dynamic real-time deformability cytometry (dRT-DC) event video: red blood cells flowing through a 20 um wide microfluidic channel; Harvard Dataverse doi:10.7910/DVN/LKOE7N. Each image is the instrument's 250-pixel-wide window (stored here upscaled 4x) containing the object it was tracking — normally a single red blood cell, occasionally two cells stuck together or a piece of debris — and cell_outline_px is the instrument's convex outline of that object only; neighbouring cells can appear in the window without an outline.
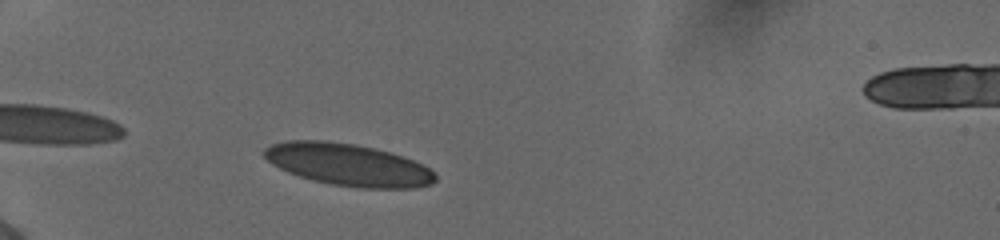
{"species": "human", "species_latin": "Homo sapiens", "temperature_condition": "cold", "stored_images_in_passage": 39, "camera_frame_rate_fps": 3000, "um_per_image_px": 0.085, "donor": {"sex": "female"}, "frame": {"image": 1, "passage_image": 3, "time_ms": 0.667, "image_size_px": [1000, 240], "cell_outline_px": [[436, 180], [432, 184], [416, 188], [356, 188], [332, 184], [312, 180], [288, 172], [272, 164], [264, 156], [264, 148], [272, 144], [288, 140], [324, 140], [356, 144], [388, 152], [412, 160], [428, 168], [436, 176]], "centroid_in_image_um": [29.57, 14.0], "position_along_channel_um": 55.4, "area_um2": 41.73}}
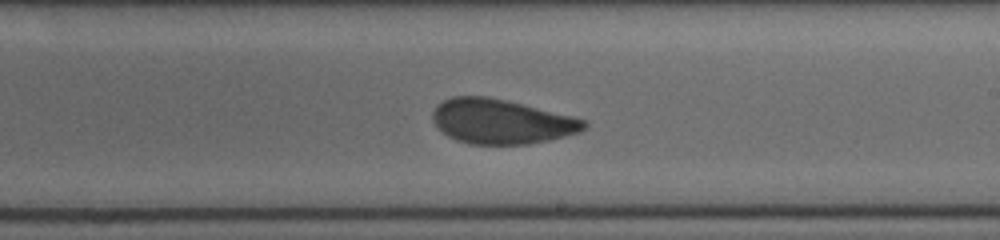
{"frame": {"image": 2, "passage_image": 20, "time_ms": 6.333, "image_size_px": [1000, 240], "cell_outline_px": [[588, 124], [580, 132], [548, 140], [528, 144], [468, 144], [456, 140], [448, 136], [432, 120], [432, 112], [436, 104], [452, 96], [488, 96], [572, 116], [584, 120]], "centroid_in_image_um": [42.57, 10.32], "position_along_channel_um": 246.4, "area_um2": 39.13}}
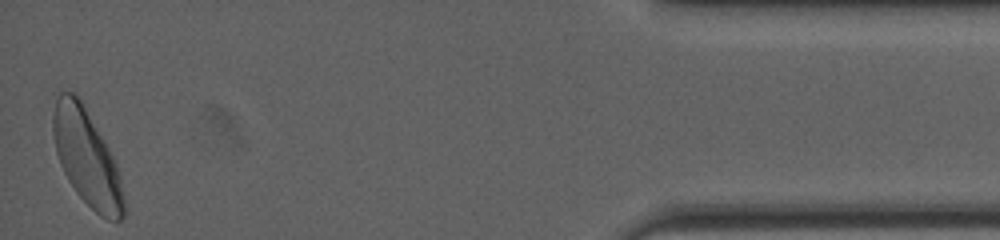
{"frame": {"image": 3, "passage_image": 39, "time_ms": 12.667, "image_size_px": [1000, 240], "cell_outline_px": [[124, 216], [120, 220], [108, 220], [100, 216], [76, 192], [68, 180], [60, 164], [56, 152], [52, 132], [52, 92], [72, 92], [84, 104], [108, 148], [116, 164], [120, 176], [124, 196]], "centroid_in_image_um": [7.32, 13.33], "position_along_channel_um": 427.9, "area_um2": 39.77}, "authors_computed_cell_mechanics": {"area_um2": 39.7664, "velocity_mm_per_s": 3.8612, "shape_relaxation_time_tau1_ms": 4.1262, "shape_relaxation_time_tau2_ms": 1.1204, "deformation_change_tau1": 0.1217, "deformation_change_tau2": 0.0677}}